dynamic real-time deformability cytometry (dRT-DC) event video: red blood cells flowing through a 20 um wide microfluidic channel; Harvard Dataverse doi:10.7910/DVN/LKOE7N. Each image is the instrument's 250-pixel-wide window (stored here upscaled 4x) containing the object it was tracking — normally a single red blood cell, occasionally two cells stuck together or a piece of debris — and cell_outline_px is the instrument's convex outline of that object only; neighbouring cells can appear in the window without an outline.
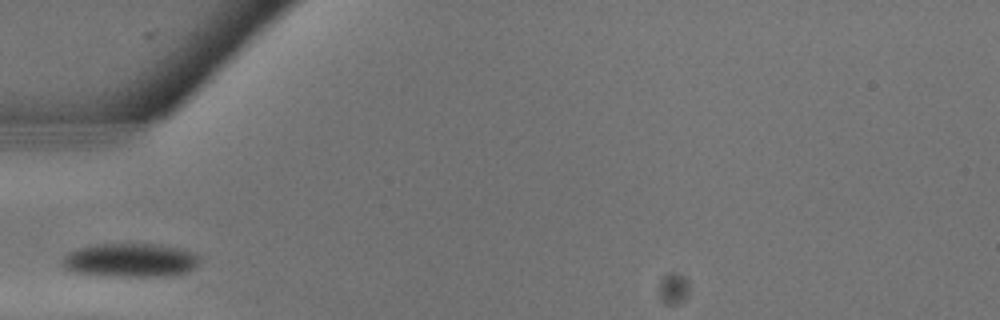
{"species": "common noctule bat (a hibernating species)", "species_latin": "Nyctalus noctula", "temperature_condition": "warm", "stored_images_in_passage": 3, "camera_frame_rate_fps": 3000, "um_per_image_px": 0.085, "animal": {"sex": "male", "body_mass_g": 13.3}, "frame": {"image": 1, "passage_image": 2, "time_ms": 0.333, "image_size_px": [1000, 320], "cell_outline_px": [[196, 264], [192, 268], [184, 272], [164, 276], [104, 276], [76, 272], [64, 268], [60, 264], [60, 260], [68, 252], [80, 248], [96, 244], [156, 244], [196, 252]], "centroid_in_image_um": [10.98, 22.11], "position_along_channel_um": 74.0, "area_um2": 26.7}}